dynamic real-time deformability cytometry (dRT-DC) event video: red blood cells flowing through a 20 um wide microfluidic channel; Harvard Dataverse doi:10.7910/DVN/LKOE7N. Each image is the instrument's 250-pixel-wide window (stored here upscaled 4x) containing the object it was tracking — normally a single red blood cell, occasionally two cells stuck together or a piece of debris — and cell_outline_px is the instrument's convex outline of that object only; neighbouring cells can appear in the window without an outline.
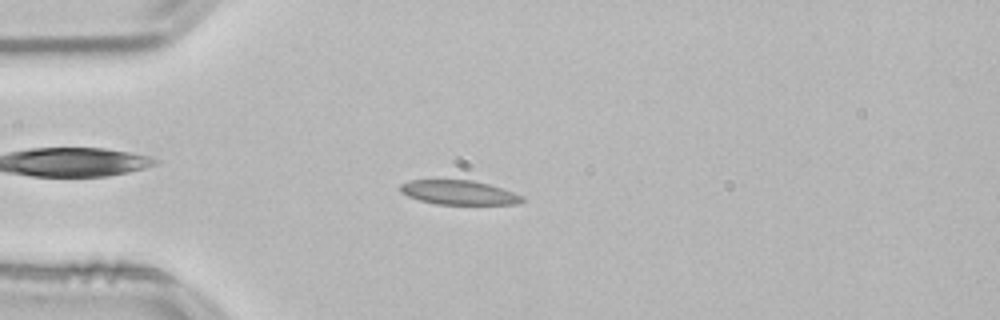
{"species": "common noctule bat (a hibernating species)", "species_latin": "Nyctalus noctula", "temperature_condition": "room temperature", "stored_images_in_passage": 52, "camera_frame_rate_fps": 3000, "um_per_image_px": 0.085, "animal": {"sex": "male", "body_mass_g": 21.5, "forearm_length_mm": 52.0}, "frame": {"image": 1, "passage_image": 13, "time_ms": 4.0, "image_size_px": [1000, 320], "cell_outline_px": [[524, 200], [516, 204], [436, 204], [420, 200], [408, 196], [400, 192], [400, 184], [408, 180], [472, 180], [488, 184], [524, 196]], "centroid_in_image_um": [38.97, 16.36], "position_along_channel_um": 46.0, "area_um2": 17.11}}
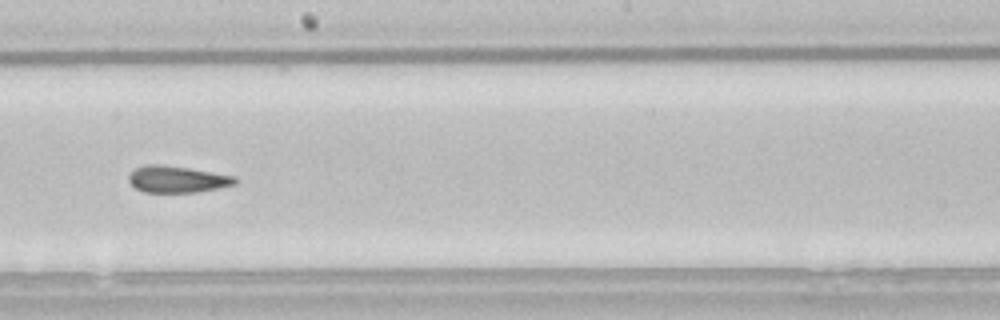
{"frame": {"image": 2, "passage_image": 29, "time_ms": 9.333, "image_size_px": [1000, 320], "cell_outline_px": [[236, 184], [220, 188], [196, 192], [144, 192], [136, 188], [128, 180], [128, 176], [136, 168], [144, 164], [160, 164], [188, 168], [236, 176]], "centroid_in_image_um": [15.06, 15.23], "position_along_channel_um": 233.1, "area_um2": 16.47}}
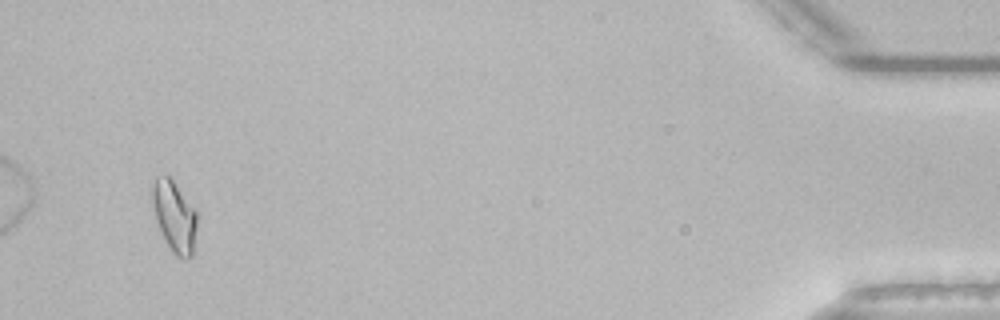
{"frame": {"image": 3, "passage_image": 50, "time_ms": 16.333, "image_size_px": [1000, 320], "cell_outline_px": [[196, 228], [192, 256], [188, 260], [180, 260], [172, 252], [164, 240], [160, 232], [156, 220], [152, 204], [152, 184], [156, 176], [168, 176], [172, 180], [196, 212]], "centroid_in_image_um": [14.8, 18.46], "position_along_channel_um": 420.4, "area_um2": 18.38}, "authors_computed_cell_mechanics": {"area_um2": 17.4267, "velocity_mm_per_s": 3.8191, "shape_relaxation_time_tau1_ms": null, "shape_relaxation_time_tau2_ms": 2.3635, "deformation_change_tau1": null, "deformation_change_tau2": 0.0874}}